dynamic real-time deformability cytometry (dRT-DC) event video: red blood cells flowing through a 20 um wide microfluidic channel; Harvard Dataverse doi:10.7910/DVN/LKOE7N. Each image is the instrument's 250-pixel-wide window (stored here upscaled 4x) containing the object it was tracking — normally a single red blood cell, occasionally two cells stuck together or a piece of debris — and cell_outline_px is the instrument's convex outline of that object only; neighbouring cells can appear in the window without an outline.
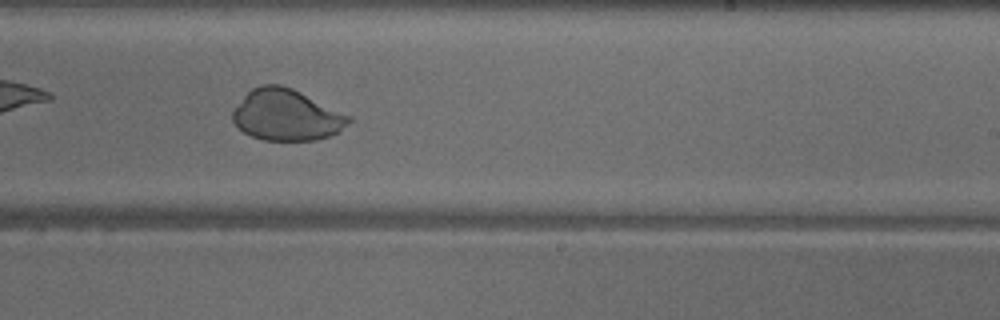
{"species": "common noctule bat (a hibernating species)", "species_latin": "Nyctalus noctula", "temperature_condition": "warm", "stored_images_in_passage": 48, "camera_frame_rate_fps": 3000, "um_per_image_px": 0.085, "animal": {"sex": "male", "body_mass_g": 18.8}, "frame": {"image": 1, "passage_image": 28, "time_ms": 9.0, "image_size_px": [1000, 320], "cell_outline_px": [[352, 120], [340, 132], [316, 140], [264, 140], [252, 136], [236, 128], [232, 120], [232, 112], [244, 96], [252, 88], [260, 84], [280, 84], [292, 88], [352, 116]], "centroid_in_image_um": [24.36, 9.78], "position_along_channel_um": 264.6, "area_um2": 34.8}}